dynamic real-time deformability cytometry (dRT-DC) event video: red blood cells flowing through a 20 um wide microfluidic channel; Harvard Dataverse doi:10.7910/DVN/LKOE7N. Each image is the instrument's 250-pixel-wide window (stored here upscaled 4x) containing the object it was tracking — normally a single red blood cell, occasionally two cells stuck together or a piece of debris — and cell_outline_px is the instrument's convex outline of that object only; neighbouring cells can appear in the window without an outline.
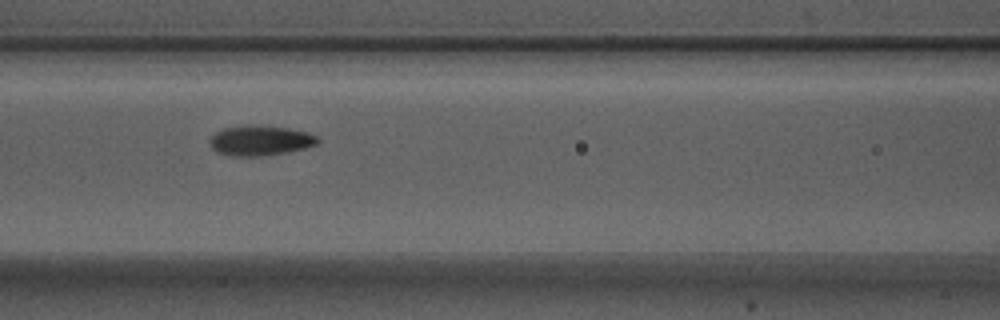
{"species": "Egyptian fruit bat (a non-hibernating species)", "species_latin": "Rousettus aegyptiacus", "temperature_condition": "warm", "stored_images_in_passage": 9, "camera_frame_rate_fps": 3000, "um_per_image_px": 0.085, "animal": {"sex": "male"}, "frame": {"image": 1, "passage_image": 6, "time_ms": 1.667, "image_size_px": [1000, 320], "cell_outline_px": [[320, 140], [316, 144], [304, 148], [288, 152], [260, 156], [232, 156], [216, 152], [212, 148], [208, 140], [216, 132], [224, 128], [244, 124], [248, 124], [288, 128], [308, 132], [316, 136]], "centroid_in_image_um": [22.09, 11.94], "position_along_channel_um": 144.5, "area_um2": 19.02}}
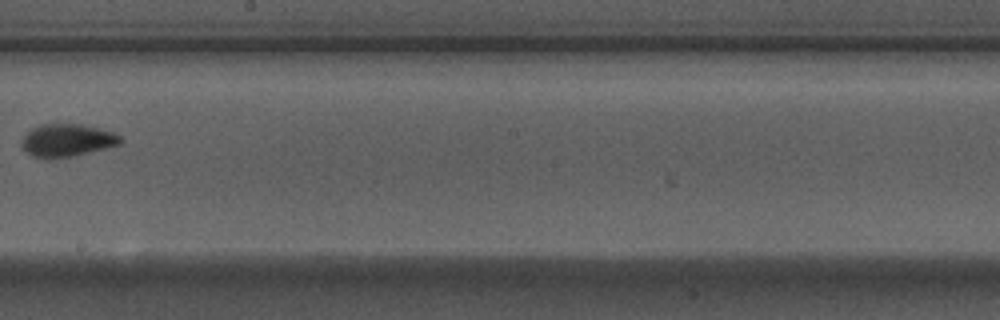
{"frame": {"image": 2, "passage_image": 8, "time_ms": 2.333, "image_size_px": [1000, 320], "cell_outline_px": [[124, 140], [120, 144], [72, 156], [32, 156], [24, 148], [24, 136], [32, 128], [40, 124], [80, 124], [112, 132], [120, 136]], "centroid_in_image_um": [5.75, 11.89], "position_along_channel_um": 242.5, "area_um2": 17.92}}
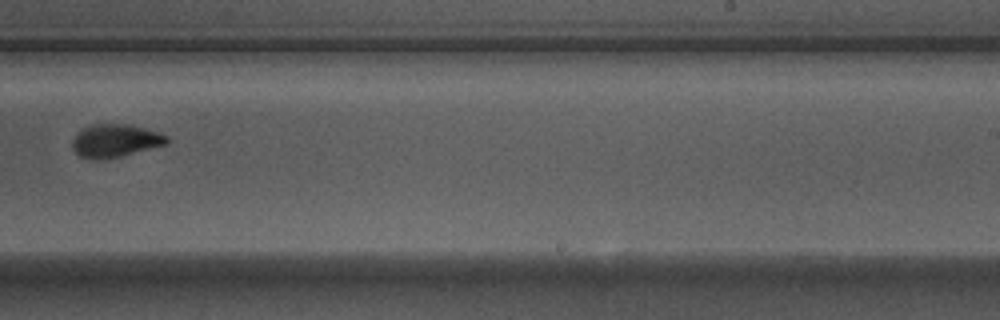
{"frame": {"image": 3, "passage_image": 9, "time_ms": 2.667, "image_size_px": [1000, 320], "cell_outline_px": [[168, 144], [120, 156], [100, 160], [88, 160], [80, 156], [72, 148], [72, 140], [76, 132], [92, 124], [128, 124], [144, 128], [168, 136]], "centroid_in_image_um": [9.75, 11.97], "position_along_channel_um": 279.2, "area_um2": 18.21}}